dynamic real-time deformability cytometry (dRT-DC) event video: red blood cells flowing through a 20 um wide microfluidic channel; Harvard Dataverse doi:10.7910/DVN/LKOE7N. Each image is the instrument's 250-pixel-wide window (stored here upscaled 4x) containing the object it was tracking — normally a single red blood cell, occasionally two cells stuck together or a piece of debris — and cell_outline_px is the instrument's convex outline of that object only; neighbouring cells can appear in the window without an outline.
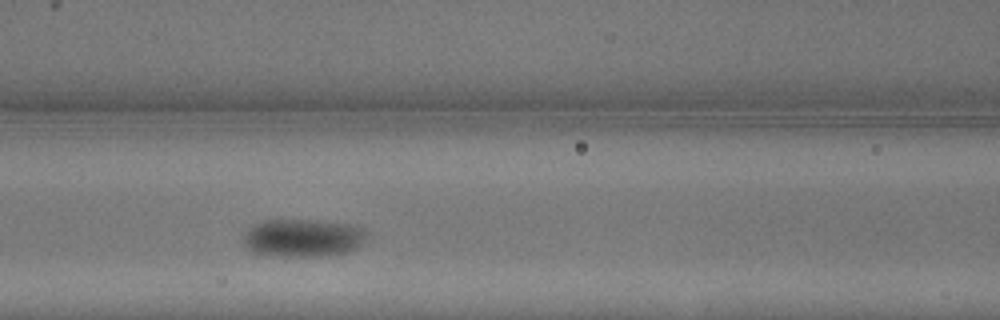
{"species": "common noctule bat (a hibernating species)", "species_latin": "Nyctalus noctula", "temperature_condition": "warm", "stored_images_in_passage": 4, "camera_frame_rate_fps": 3000, "um_per_image_px": 0.085, "animal": {"sex": "male", "body_mass_g": 13.3}, "frame": {"image": 1, "passage_image": 4, "time_ms": 1.0, "image_size_px": [1000, 320], "cell_outline_px": [[368, 236], [356, 248], [348, 252], [320, 256], [284, 256], [252, 252], [244, 244], [244, 236], [252, 224], [264, 220], [316, 220], [348, 224], [364, 228], [368, 232]], "centroid_in_image_um": [25.77, 20.21], "position_along_channel_um": 140.8, "area_um2": 27.17}}